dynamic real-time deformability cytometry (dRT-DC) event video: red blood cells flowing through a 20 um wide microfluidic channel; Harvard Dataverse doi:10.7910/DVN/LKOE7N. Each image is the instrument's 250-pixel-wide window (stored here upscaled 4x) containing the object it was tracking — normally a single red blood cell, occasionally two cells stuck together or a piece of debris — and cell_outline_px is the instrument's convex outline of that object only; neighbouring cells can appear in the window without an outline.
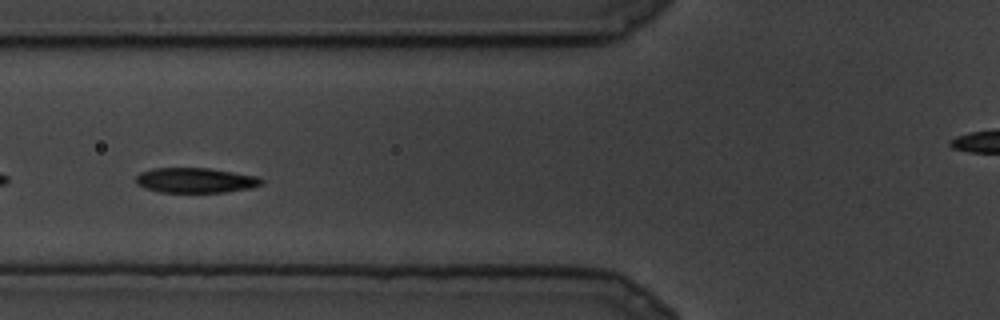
{"species": "common noctule bat (a hibernating species)", "species_latin": "Nyctalus noctula", "temperature_condition": "cold", "stored_images_in_passage": 8, "camera_frame_rate_fps": 3000, "um_per_image_px": 0.085, "animal": {"sex": "male", "body_mass_g": 19.5, "forearm_length_mm": 54.6}, "frame": {"image": 1, "passage_image": 5, "time_ms": 1.333, "image_size_px": [1000, 320], "cell_outline_px": [[264, 184], [252, 188], [224, 192], [160, 192], [136, 184], [136, 176], [140, 172], [152, 168], [208, 168], [260, 176], [264, 180]], "centroid_in_image_um": [16.67, 15.32], "position_along_channel_um": 109.1, "area_um2": 18.44}}
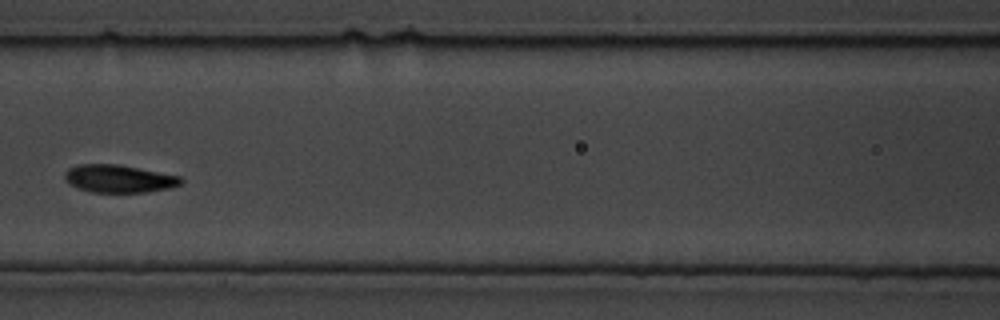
{"frame": {"image": 2, "passage_image": 7, "time_ms": 2.0, "image_size_px": [1000, 320], "cell_outline_px": [[184, 180], [180, 184], [168, 188], [144, 192], [92, 192], [80, 188], [72, 184], [64, 176], [64, 172], [68, 168], [76, 164], [120, 164], [180, 176]], "centroid_in_image_um": [10.11, 15.17], "position_along_channel_um": 156.5, "area_um2": 18.61}}